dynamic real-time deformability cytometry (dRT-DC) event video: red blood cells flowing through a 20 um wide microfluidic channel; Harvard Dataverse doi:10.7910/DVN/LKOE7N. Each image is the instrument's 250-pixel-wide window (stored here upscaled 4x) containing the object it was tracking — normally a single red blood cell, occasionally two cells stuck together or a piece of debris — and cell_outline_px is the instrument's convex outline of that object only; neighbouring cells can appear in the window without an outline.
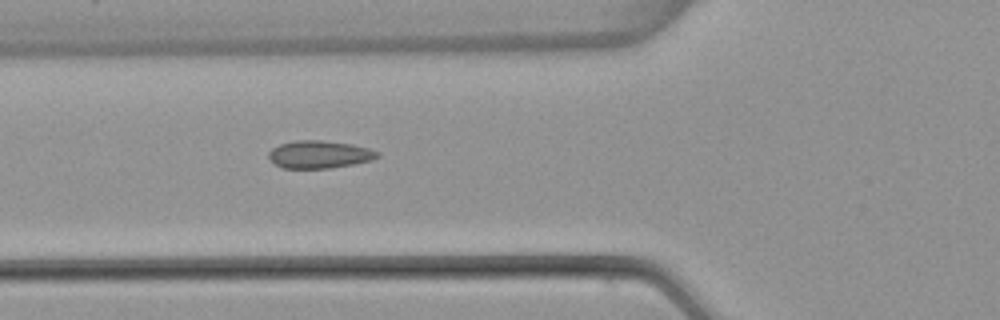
{"species": "common noctule bat (a hibernating species)", "species_latin": "Nyctalus noctula", "temperature_condition": "warm", "stored_images_in_passage": 2, "camera_frame_rate_fps": 3000, "um_per_image_px": 0.085, "animal": {"sex": "female", "body_mass_g": 22.7, "forearm_length_mm": 54.2}, "frame": {"image": 1, "passage_image": 2, "time_ms": 0.333, "image_size_px": [1000, 320], "cell_outline_px": [[380, 156], [372, 160], [352, 164], [328, 168], [280, 168], [268, 156], [268, 152], [272, 148], [280, 144], [296, 140], [320, 140], [352, 144], [368, 148], [380, 152]], "centroid_in_image_um": [27.15, 13.12], "position_along_channel_um": 98.6, "area_um2": 17.46}}